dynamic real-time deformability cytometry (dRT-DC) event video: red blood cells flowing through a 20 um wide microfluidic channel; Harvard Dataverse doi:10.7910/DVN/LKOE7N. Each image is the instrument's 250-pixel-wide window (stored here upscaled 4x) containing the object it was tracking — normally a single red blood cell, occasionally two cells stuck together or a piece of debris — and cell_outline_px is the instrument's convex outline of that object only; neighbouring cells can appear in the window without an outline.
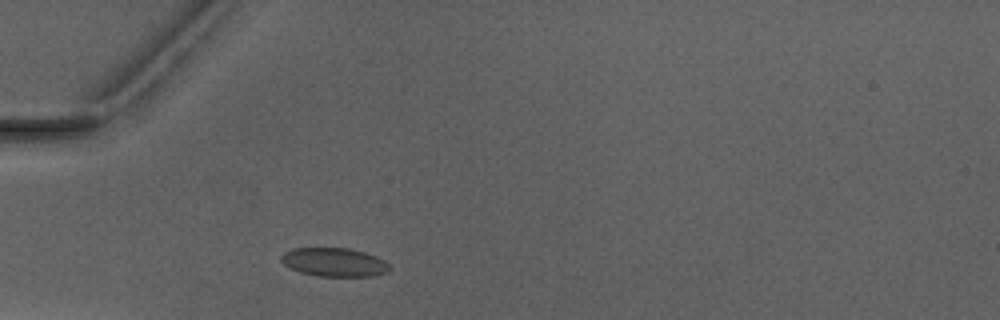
{"species": "Egyptian fruit bat (a non-hibernating species)", "species_latin": "Rousettus aegyptiacus", "temperature_condition": "warm", "stored_images_in_passage": 1, "camera_frame_rate_fps": 3000, "um_per_image_px": 0.085, "animal": {"sex": "male"}, "frame": {"image": 1, "passage_image": 1, "time_ms": 0.0, "image_size_px": [1000, 320], "cell_outline_px": [[392, 268], [388, 272], [368, 276], [316, 276], [300, 272], [284, 264], [280, 260], [280, 256], [284, 252], [292, 248], [348, 248], [364, 252], [376, 256], [384, 260]], "centroid_in_image_um": [28.4, 22.28], "position_along_channel_um": 56.6, "area_um2": 18.09}}